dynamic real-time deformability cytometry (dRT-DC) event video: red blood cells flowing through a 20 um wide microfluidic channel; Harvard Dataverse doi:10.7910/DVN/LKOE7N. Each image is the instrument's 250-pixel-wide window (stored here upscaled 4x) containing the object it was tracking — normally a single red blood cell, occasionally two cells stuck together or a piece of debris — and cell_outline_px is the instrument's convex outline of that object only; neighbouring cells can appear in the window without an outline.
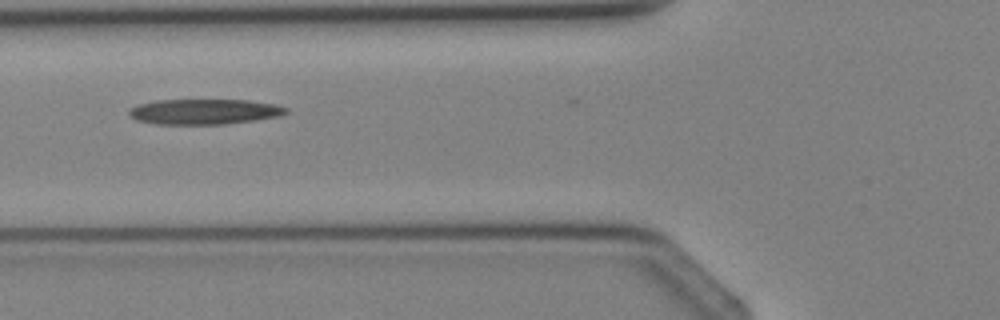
{"species": "Egyptian fruit bat (a non-hibernating species)", "species_latin": "Rousettus aegyptiacus", "temperature_condition": "cold", "stored_images_in_passage": 5, "camera_frame_rate_fps": 3000, "um_per_image_px": 0.085, "animal": {"sex": "female"}, "frame": {"image": 1, "passage_image": 5, "time_ms": 4.667, "image_size_px": [1000, 320], "cell_outline_px": [[288, 112], [280, 116], [256, 120], [224, 124], [156, 124], [136, 120], [128, 112], [132, 108], [140, 104], [156, 100], [248, 100], [276, 104], [288, 108]], "centroid_in_image_um": [17.42, 9.49], "position_along_channel_um": 108.4, "area_um2": 23.12}}